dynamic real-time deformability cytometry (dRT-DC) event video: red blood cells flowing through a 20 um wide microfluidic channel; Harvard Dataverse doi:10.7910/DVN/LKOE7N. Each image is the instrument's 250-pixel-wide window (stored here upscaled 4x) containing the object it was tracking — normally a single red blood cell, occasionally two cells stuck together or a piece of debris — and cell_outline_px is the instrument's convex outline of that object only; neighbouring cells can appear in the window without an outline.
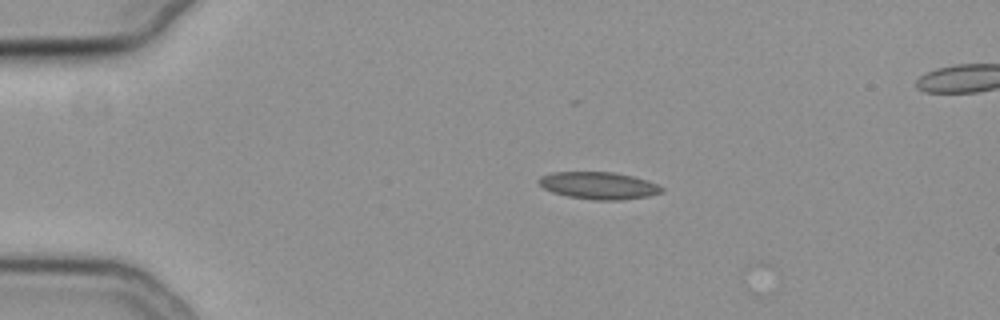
{"species": "common noctule bat (a hibernating species)", "species_latin": "Nyctalus noctula", "temperature_condition": "cold", "stored_images_in_passage": 6, "camera_frame_rate_fps": 3000, "um_per_image_px": 0.085, "animal": {"sex": "female", "body_mass_g": 19.3, "forearm_length_mm": 54.1}, "frame": {"image": 1, "passage_image": 2, "time_ms": 0.333, "image_size_px": [1000, 320], "cell_outline_px": [[664, 192], [648, 196], [620, 200], [592, 200], [568, 196], [552, 192], [544, 188], [536, 180], [540, 176], [552, 172], [612, 172], [632, 176], [648, 180], [664, 188]], "centroid_in_image_um": [50.88, 15.77], "position_along_channel_um": 34.1, "area_um2": 19.54}}